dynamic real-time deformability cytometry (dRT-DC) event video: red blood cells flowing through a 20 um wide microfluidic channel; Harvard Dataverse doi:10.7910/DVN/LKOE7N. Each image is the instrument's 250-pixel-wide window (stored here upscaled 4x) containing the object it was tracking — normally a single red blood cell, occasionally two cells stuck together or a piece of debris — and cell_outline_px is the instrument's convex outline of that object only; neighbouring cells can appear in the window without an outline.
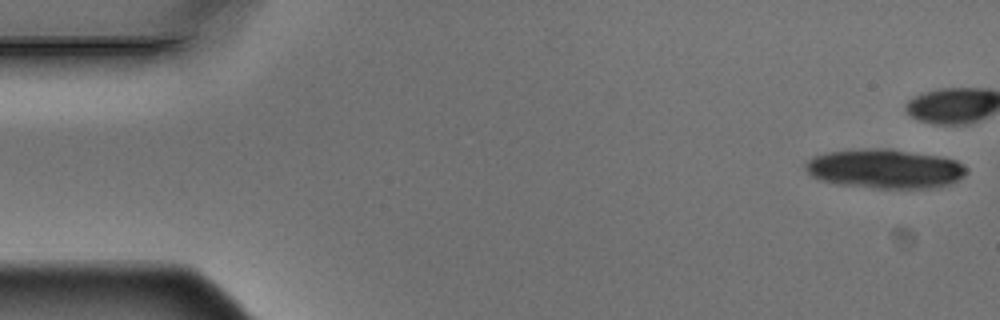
{"species": "Egyptian fruit bat (a non-hibernating species)", "species_latin": "Rousettus aegyptiacus", "temperature_condition": "warm", "stored_images_in_passage": 5, "camera_frame_rate_fps": 3000, "um_per_image_px": 0.085, "animal": {"sex": "male"}, "frame": {"image": 1, "passage_image": 1, "time_ms": 0.0, "image_size_px": [1000, 320], "cell_outline_px": [[968, 172], [964, 176], [940, 188], [872, 188], [836, 184], [820, 180], [812, 176], [804, 168], [804, 164], [812, 156], [824, 152], [860, 148], [892, 148], [940, 156], [956, 160]], "centroid_in_image_um": [75.17, 14.33], "position_along_channel_um": 9.8, "area_um2": 37.4}}